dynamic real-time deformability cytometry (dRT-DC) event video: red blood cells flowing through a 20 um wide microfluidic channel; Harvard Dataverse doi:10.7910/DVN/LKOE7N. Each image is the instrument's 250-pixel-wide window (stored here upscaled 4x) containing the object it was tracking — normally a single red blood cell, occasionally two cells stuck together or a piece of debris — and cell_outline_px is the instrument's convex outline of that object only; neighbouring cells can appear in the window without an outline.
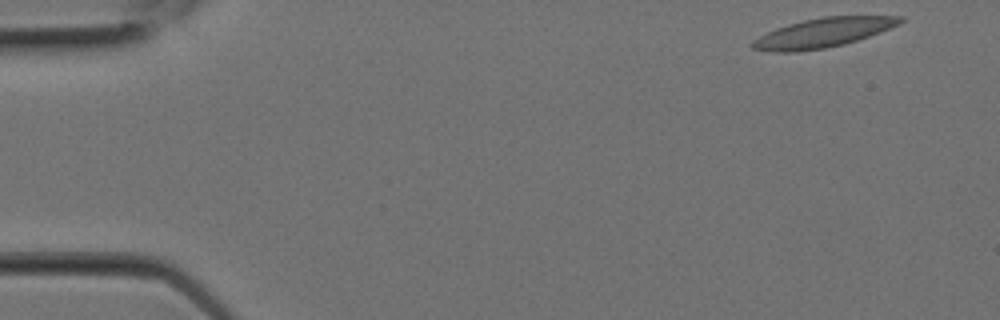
{"species": "Egyptian fruit bat (a non-hibernating species)", "species_latin": "Rousettus aegyptiacus", "temperature_condition": "room temperature", "stored_images_in_passage": 2, "camera_frame_rate_fps": 3000, "um_per_image_px": 0.085, "animal": {"sex": "female"}, "frame": {"image": 1, "passage_image": 1, "time_ms": 0.0, "image_size_px": [1000, 320], "cell_outline_px": [[904, 20], [900, 24], [880, 32], [844, 44], [824, 48], [796, 52], [772, 52], [752, 48], [748, 44], [752, 40], [776, 28], [788, 24], [804, 20], [824, 16], [904, 16]], "centroid_in_image_um": [69.93, 2.78], "position_along_channel_um": 15.1, "area_um2": 25.14}}
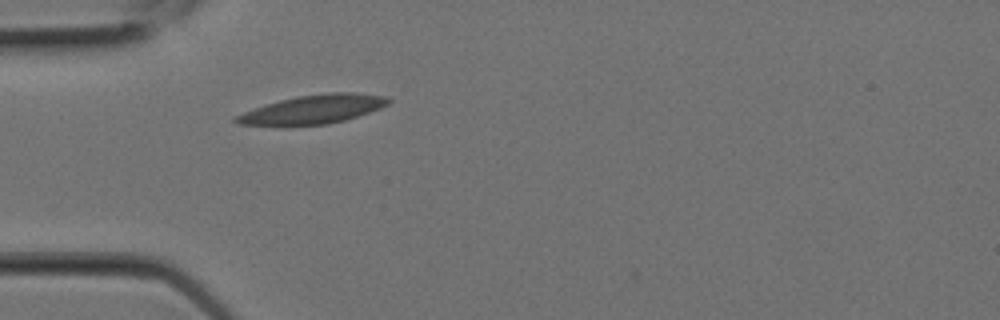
{"frame": {"image": 2, "passage_image": 2, "time_ms": 0.333, "image_size_px": [1000, 320], "cell_outline_px": [[392, 100], [388, 104], [380, 108], [344, 120], [328, 124], [240, 124], [232, 120], [232, 116], [280, 100], [296, 96], [328, 92], [356, 92], [388, 96]], "centroid_in_image_um": [26.68, 9.26], "position_along_channel_um": 58.3, "area_um2": 25.03}}